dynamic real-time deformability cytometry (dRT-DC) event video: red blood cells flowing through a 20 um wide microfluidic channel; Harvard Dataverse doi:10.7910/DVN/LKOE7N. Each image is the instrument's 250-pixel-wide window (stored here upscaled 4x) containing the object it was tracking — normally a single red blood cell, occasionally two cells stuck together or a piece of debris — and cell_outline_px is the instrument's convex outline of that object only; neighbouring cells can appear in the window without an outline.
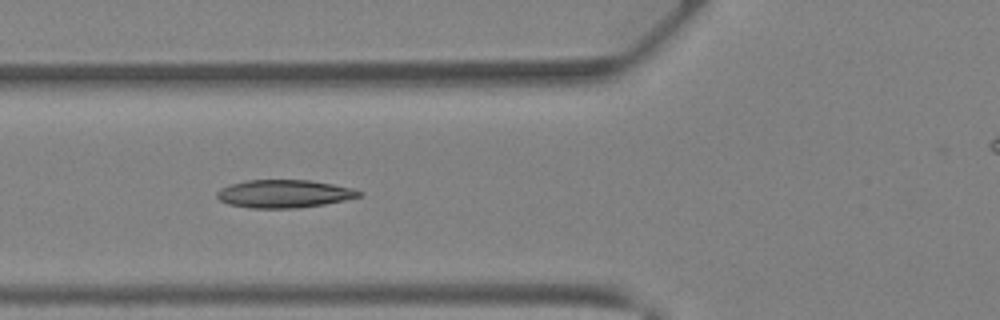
{"species": "Egyptian fruit bat (a non-hibernating species)", "species_latin": "Rousettus aegyptiacus", "temperature_condition": "warm", "stored_images_in_passage": 19, "camera_frame_rate_fps": 3000, "um_per_image_px": 0.085, "animal": {"sex": "female"}, "frame": {"image": 1, "passage_image": 5, "time_ms": 1.333, "image_size_px": [1000, 320], "cell_outline_px": [[364, 192], [360, 196], [344, 200], [324, 204], [296, 208], [252, 208], [228, 204], [220, 200], [216, 196], [216, 192], [220, 188], [244, 180], [308, 180], [332, 184], [352, 188]], "centroid_in_image_um": [24.13, 16.47], "position_along_channel_um": 101.7, "area_um2": 23.06}}
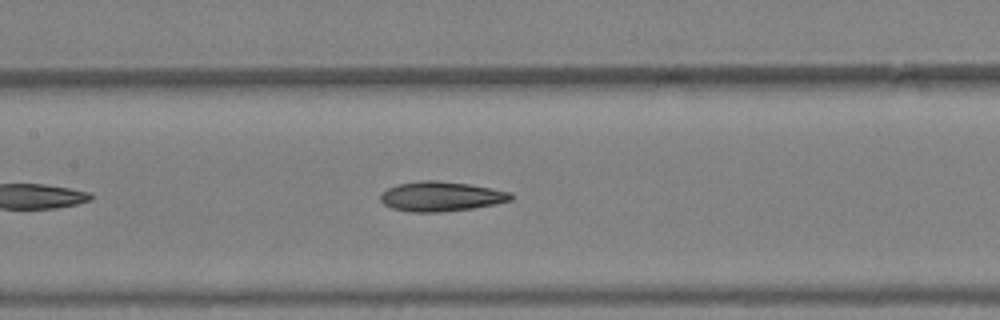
{"frame": {"image": 2, "passage_image": 9, "time_ms": 2.667, "image_size_px": [1000, 320], "cell_outline_px": [[516, 196], [512, 200], [496, 204], [472, 208], [440, 212], [412, 212], [392, 208], [384, 204], [380, 200], [380, 192], [396, 184], [420, 180], [436, 180], [468, 184], [512, 192]], "centroid_in_image_um": [37.49, 16.69], "position_along_channel_um": 169.9, "area_um2": 22.77}}
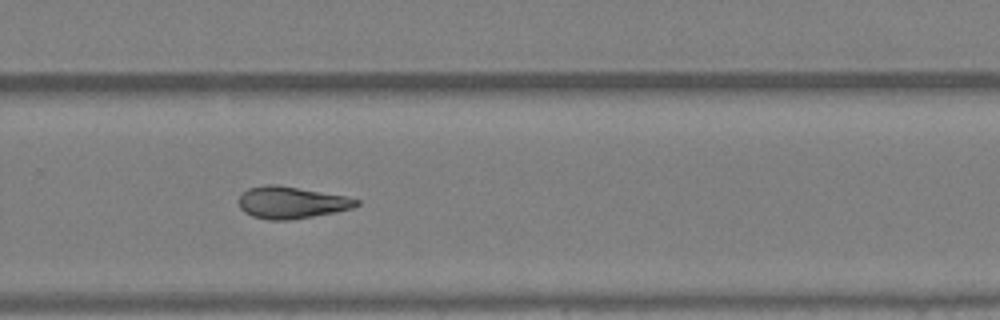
{"frame": {"image": 3, "passage_image": 17, "time_ms": 5.333, "image_size_px": [1000, 320], "cell_outline_px": [[360, 204], [352, 208], [312, 216], [288, 220], [268, 220], [252, 216], [244, 212], [240, 208], [236, 200], [240, 192], [248, 188], [264, 184], [276, 184], [344, 196], [360, 200]], "centroid_in_image_um": [24.67, 17.2], "position_along_channel_um": 305.1, "area_um2": 21.96}}